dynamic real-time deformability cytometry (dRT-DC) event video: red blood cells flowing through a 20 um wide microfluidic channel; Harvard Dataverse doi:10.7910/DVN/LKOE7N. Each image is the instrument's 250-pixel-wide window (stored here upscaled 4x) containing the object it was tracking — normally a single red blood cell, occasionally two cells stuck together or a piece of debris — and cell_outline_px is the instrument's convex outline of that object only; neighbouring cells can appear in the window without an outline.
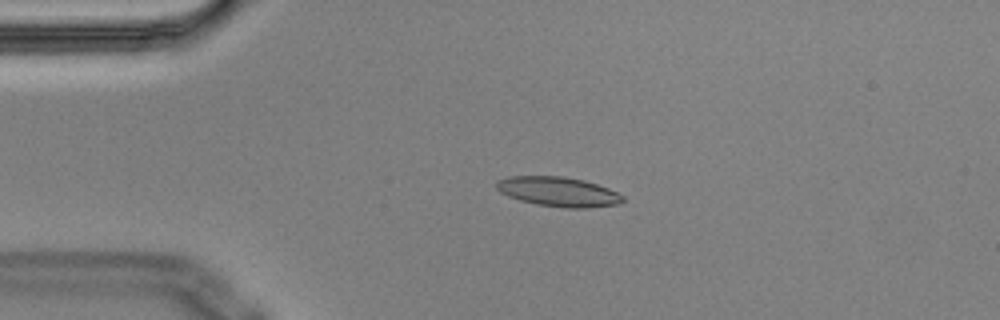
{"species": "Egyptian fruit bat (a non-hibernating species)", "species_latin": "Rousettus aegyptiacus", "temperature_condition": "cold", "stored_images_in_passage": 5, "camera_frame_rate_fps": 3000, "um_per_image_px": 0.085, "animal": {"sex": "male"}, "frame": {"image": 1, "passage_image": 4, "time_ms": 1.0, "image_size_px": [1000, 320], "cell_outline_px": [[624, 200], [620, 204], [588, 208], [564, 208], [536, 204], [520, 200], [508, 196], [500, 192], [496, 188], [496, 180], [508, 176], [564, 176], [584, 180], [608, 188], [624, 196]], "centroid_in_image_um": [47.45, 16.29], "position_along_channel_um": 37.6, "area_um2": 21.96}}